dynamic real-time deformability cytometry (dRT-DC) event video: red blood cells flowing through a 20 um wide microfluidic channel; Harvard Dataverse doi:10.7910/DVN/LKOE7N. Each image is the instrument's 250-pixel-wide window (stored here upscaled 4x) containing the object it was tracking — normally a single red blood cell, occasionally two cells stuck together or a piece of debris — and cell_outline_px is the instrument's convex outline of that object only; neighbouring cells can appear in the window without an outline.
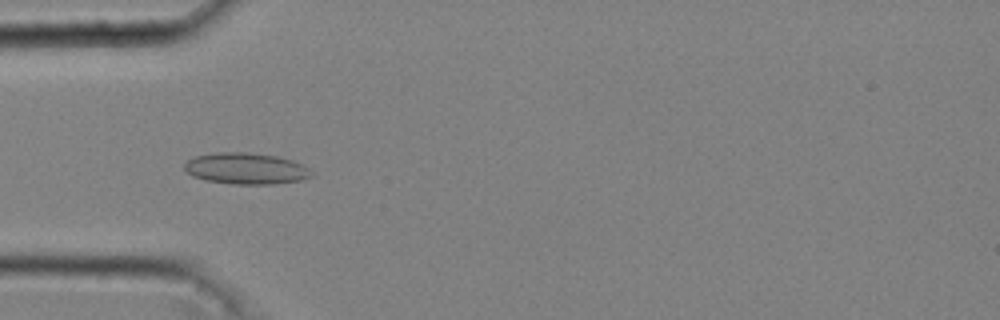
{"species": "common noctule bat (a hibernating species)", "species_latin": "Nyctalus noctula", "temperature_condition": "cold", "stored_images_in_passage": 44, "camera_frame_rate_fps": 3000, "um_per_image_px": 0.085, "animal": {"sex": "male", "body_mass_g": 20.4}, "frame": {"image": 1, "passage_image": 12, "time_ms": 3.667, "image_size_px": [1000, 320], "cell_outline_px": [[312, 176], [300, 180], [272, 184], [232, 184], [204, 180], [192, 176], [184, 168], [184, 164], [188, 160], [196, 156], [220, 152], [248, 152], [276, 156], [292, 160], [308, 168], [312, 172]], "centroid_in_image_um": [20.89, 14.33], "position_along_channel_um": 64.1, "area_um2": 23.06}}
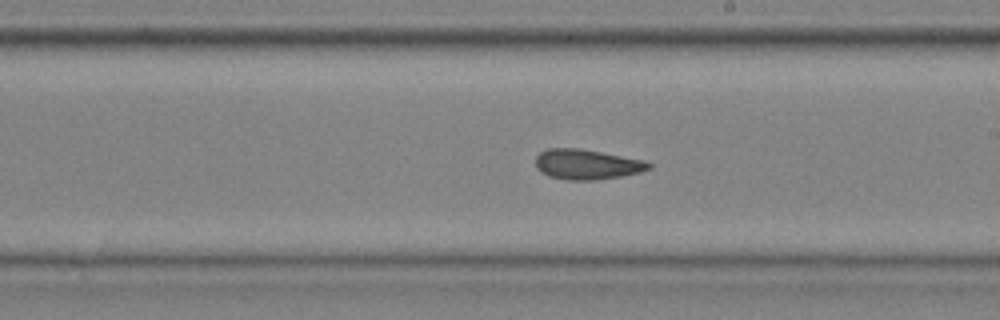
{"frame": {"image": 2, "passage_image": 25, "time_ms": 8.0, "image_size_px": [1000, 320], "cell_outline_px": [[652, 168], [640, 172], [620, 176], [592, 180], [568, 180], [548, 176], [540, 172], [536, 168], [536, 156], [540, 152], [548, 148], [580, 148], [644, 160], [652, 164]], "centroid_in_image_um": [49.86, 13.97], "position_along_channel_um": 239.1, "area_um2": 19.88}}
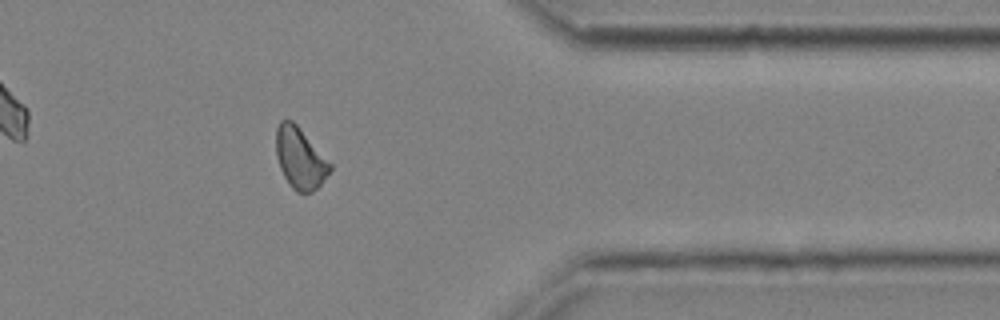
{"frame": {"image": 3, "passage_image": 37, "time_ms": 12.0, "image_size_px": [1000, 320], "cell_outline_px": [[332, 168], [320, 184], [312, 192], [296, 192], [288, 184], [280, 168], [276, 156], [276, 128], [280, 120], [292, 120], [300, 128], [332, 164]], "centroid_in_image_um": [25.49, 13.44], "position_along_channel_um": 385.9, "area_um2": 19.13}, "authors_computed_cell_mechanics": {"area_um2": 20.0277, "velocity_mm_per_s": 4.0578, "shape_relaxation_time_tau1_ms": null, "shape_relaxation_time_tau2_ms": 2.0615, "deformation_change_tau1": null, "deformation_change_tau2": 0.0698}}